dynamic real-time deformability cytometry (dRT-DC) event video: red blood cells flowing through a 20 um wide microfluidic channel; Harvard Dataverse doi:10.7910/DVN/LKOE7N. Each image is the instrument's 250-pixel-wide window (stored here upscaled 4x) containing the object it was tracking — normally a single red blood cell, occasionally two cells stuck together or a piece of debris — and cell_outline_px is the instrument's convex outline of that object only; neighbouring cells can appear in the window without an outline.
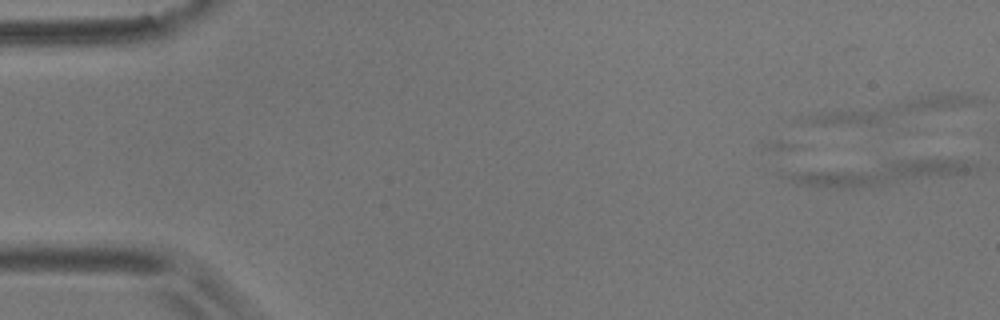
{"species": "common noctule bat (a hibernating species)", "species_latin": "Nyctalus noctula", "temperature_condition": "room temperature", "stored_images_in_passage": 3, "camera_frame_rate_fps": 3000, "um_per_image_px": 0.085, "animal": {"sex": "male", "body_mass_g": 17.9}, "frame": {"image": 1, "passage_image": 3, "time_ms": 3.0, "image_size_px": [1000, 320], "cell_outline_px": [[980, 168], [968, 172], [944, 176], [860, 188], [836, 188], [796, 184], [776, 176], [776, 172], [896, 160], [976, 160], [980, 164]], "centroid_in_image_um": [74.58, 14.7], "position_along_channel_um": 10.4, "area_um2": 26.65}}